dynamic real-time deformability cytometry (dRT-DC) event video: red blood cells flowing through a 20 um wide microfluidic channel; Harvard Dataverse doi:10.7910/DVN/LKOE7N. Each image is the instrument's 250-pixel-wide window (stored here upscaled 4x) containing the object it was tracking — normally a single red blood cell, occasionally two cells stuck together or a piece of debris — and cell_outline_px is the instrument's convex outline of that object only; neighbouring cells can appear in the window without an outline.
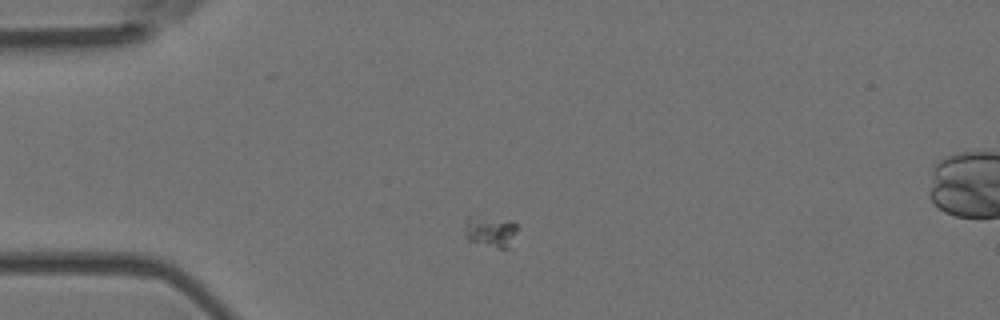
{"species": "Egyptian fruit bat (a non-hibernating species)", "species_latin": "Rousettus aegyptiacus", "temperature_condition": "room temperature", "stored_images_in_passage": 4, "camera_frame_rate_fps": 3000, "um_per_image_px": 0.085, "animal": {"sex": "female"}, "frame": {"image": 1, "passage_image": 1, "time_ms": 0.0, "image_size_px": [1000, 320], "cell_outline_px": [[516, 232], [508, 248], [496, 248], [468, 240], [464, 228], [464, 224], [468, 216], [476, 212], [512, 220], [516, 224]], "centroid_in_image_um": [41.65, 19.57], "position_along_channel_um": 43.4, "area_um2": 10.17}}